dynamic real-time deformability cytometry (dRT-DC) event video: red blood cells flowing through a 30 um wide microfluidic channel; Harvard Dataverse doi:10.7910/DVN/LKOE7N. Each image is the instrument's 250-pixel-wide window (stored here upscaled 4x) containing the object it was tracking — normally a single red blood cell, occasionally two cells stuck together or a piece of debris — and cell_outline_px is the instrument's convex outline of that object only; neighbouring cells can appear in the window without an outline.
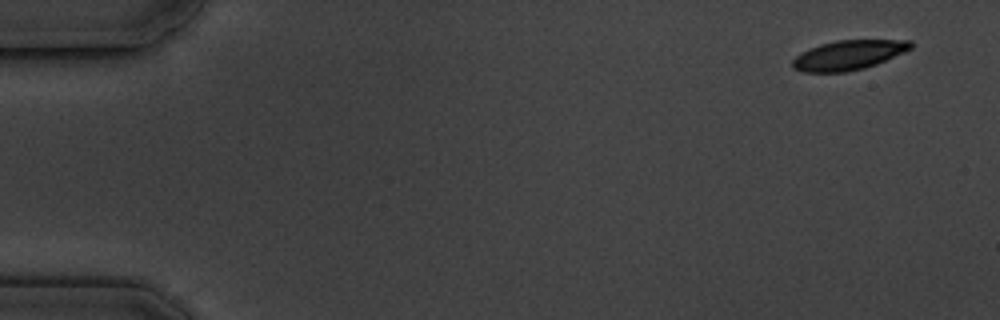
{"species": "common noctule bat (a hibernating species)", "species_latin": "Nyctalus noctula", "temperature_condition": "cold", "stored_images_in_passage": 13, "camera_frame_rate_fps": 3000, "um_per_image_px": 0.085, "animal": {"sex": "male", "body_mass_g": 19.5, "forearm_length_mm": 54.6}, "frame": {"image": 1, "passage_image": 1, "time_ms": 0.0, "image_size_px": [1000, 320], "cell_outline_px": [[912, 48], [904, 52], [876, 64], [864, 68], [848, 72], [804, 72], [792, 68], [792, 60], [800, 52], [808, 48], [820, 44], [836, 40], [912, 40]], "centroid_in_image_um": [72.09, 4.68], "position_along_channel_um": 12.9, "area_um2": 20.46}}
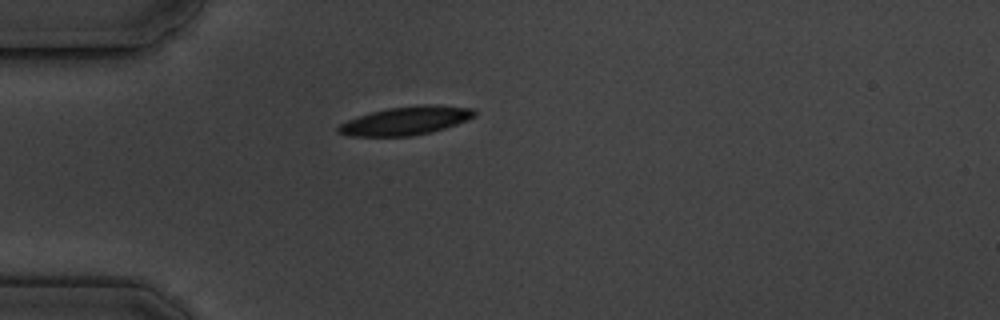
{"frame": {"image": 2, "passage_image": 4, "time_ms": 4.333, "image_size_px": [1000, 320], "cell_outline_px": [[476, 116], [468, 120], [444, 128], [412, 136], [352, 136], [336, 132], [336, 128], [340, 124], [348, 120], [372, 112], [388, 108], [424, 104], [436, 104], [476, 108]], "centroid_in_image_um": [34.55, 10.25], "position_along_channel_um": 50.5, "area_um2": 22.54}, "authors_computed_cell_mechanics": {"area_um2": 22.253, "velocity_mm_per_s": 3.4534, "shape_relaxation_time_tau1_ms": 2.3673, "shape_relaxation_time_tau2_ms": 5.3281, "deformation_change_tau1": 0.0895, "deformation_change_tau2": 0.0854}}